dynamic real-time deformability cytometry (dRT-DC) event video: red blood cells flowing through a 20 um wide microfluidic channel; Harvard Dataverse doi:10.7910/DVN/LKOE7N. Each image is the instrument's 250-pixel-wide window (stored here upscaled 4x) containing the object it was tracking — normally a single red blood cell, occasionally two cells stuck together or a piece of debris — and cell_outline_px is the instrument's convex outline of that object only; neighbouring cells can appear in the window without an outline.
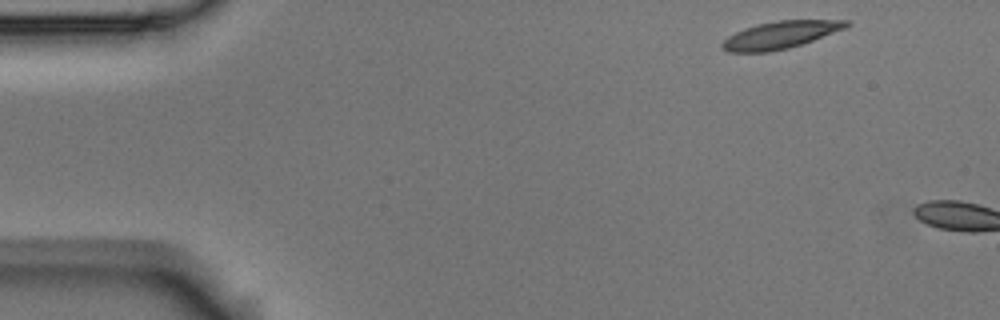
{"species": "Egyptian fruit bat (a non-hibernating species)", "species_latin": "Rousettus aegyptiacus", "temperature_condition": "room temperature", "stored_images_in_passage": 2, "camera_frame_rate_fps": 3000, "um_per_image_px": 0.085, "animal": {"sex": "male"}, "frame": {"image": 1, "passage_image": 1, "time_ms": 0.0, "image_size_px": [1000, 320], "cell_outline_px": [[852, 24], [844, 28], [812, 40], [788, 48], [768, 52], [728, 52], [720, 48], [720, 44], [728, 36], [744, 28], [776, 20], [848, 20]], "centroid_in_image_um": [66.28, 2.97], "position_along_channel_um": 18.7, "area_um2": 19.54}}